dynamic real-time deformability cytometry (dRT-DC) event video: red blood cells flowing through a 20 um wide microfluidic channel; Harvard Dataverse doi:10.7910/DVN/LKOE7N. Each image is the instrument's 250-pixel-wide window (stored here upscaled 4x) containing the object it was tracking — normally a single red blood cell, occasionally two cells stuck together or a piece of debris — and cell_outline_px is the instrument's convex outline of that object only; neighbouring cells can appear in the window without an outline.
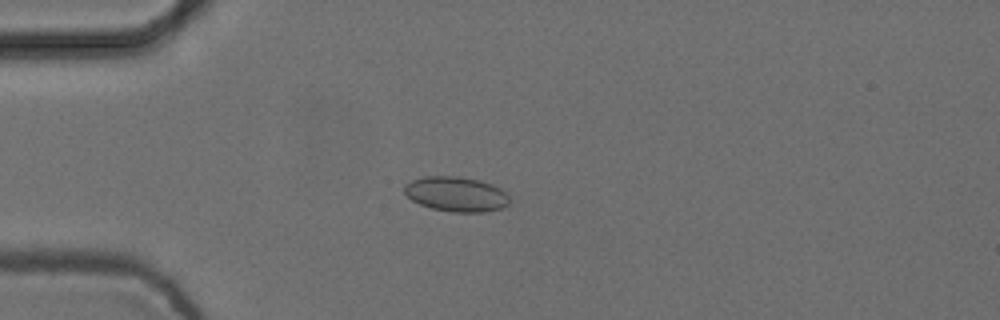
{"species": "common noctule bat (a hibernating species)", "species_latin": "Nyctalus noctula", "temperature_condition": "cold", "stored_images_in_passage": 4, "camera_frame_rate_fps": 3000, "um_per_image_px": 0.085, "animal": {"sex": "female", "body_mass_g": 24.6, "forearm_length_mm": 56.2}, "frame": {"image": 1, "passage_image": 3, "time_ms": 0.667, "image_size_px": [1000, 320], "cell_outline_px": [[508, 204], [500, 208], [484, 212], [452, 212], [432, 208], [420, 204], [412, 200], [404, 192], [404, 184], [412, 180], [424, 176], [460, 176], [480, 180], [492, 184], [500, 188], [508, 196]], "centroid_in_image_um": [38.75, 16.49], "position_along_channel_um": 46.2, "area_um2": 21.33}}